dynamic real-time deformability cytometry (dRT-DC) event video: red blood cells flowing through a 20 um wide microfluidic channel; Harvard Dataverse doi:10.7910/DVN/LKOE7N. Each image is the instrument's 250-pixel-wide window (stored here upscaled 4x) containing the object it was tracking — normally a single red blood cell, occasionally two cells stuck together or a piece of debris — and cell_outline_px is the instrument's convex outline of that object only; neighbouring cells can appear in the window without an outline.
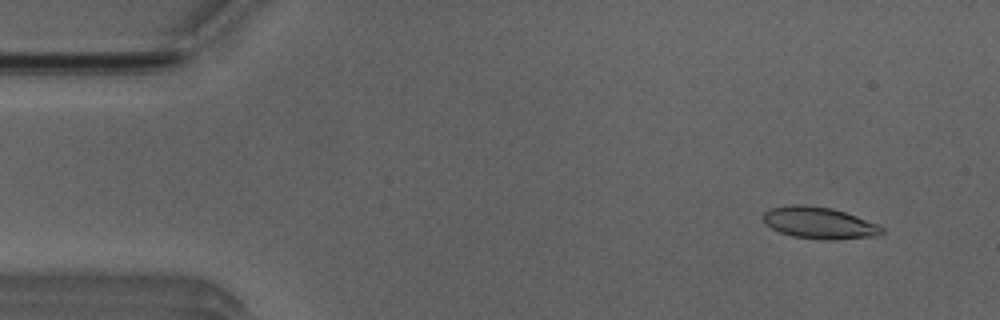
{"species": "Egyptian fruit bat (a non-hibernating species)", "species_latin": "Rousettus aegyptiacus", "temperature_condition": "room temperature", "stored_images_in_passage": 51, "camera_frame_rate_fps": 3000, "um_per_image_px": 0.085, "animal": {"sex": "male"}, "frame": {"image": 1, "passage_image": 4, "time_ms": 1.0, "image_size_px": [1000, 320], "cell_outline_px": [[884, 232], [876, 236], [836, 240], [824, 240], [792, 236], [780, 232], [764, 224], [764, 212], [772, 208], [792, 204], [804, 204], [832, 208], [880, 224], [884, 228]], "centroid_in_image_um": [69.66, 18.95], "position_along_channel_um": 15.3, "area_um2": 22.08}}
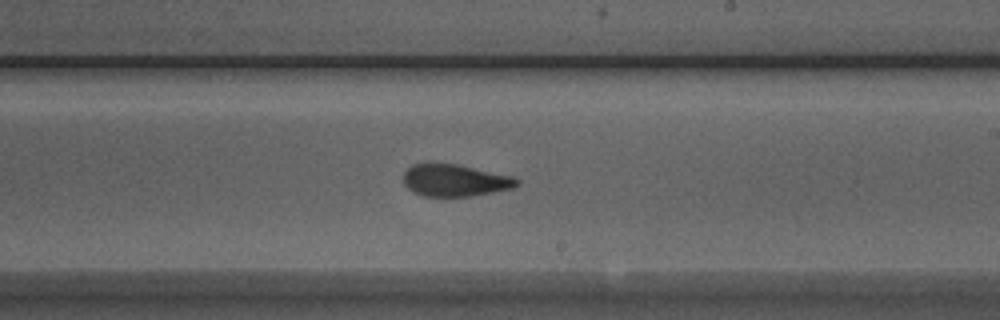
{"frame": {"image": 2, "passage_image": 29, "time_ms": 9.333, "image_size_px": [1000, 320], "cell_outline_px": [[520, 184], [512, 188], [492, 192], [468, 196], [420, 196], [412, 192], [404, 184], [404, 172], [412, 164], [456, 164], [512, 176], [520, 180]], "centroid_in_image_um": [38.66, 15.34], "position_along_channel_um": 250.3, "area_um2": 20.98}}
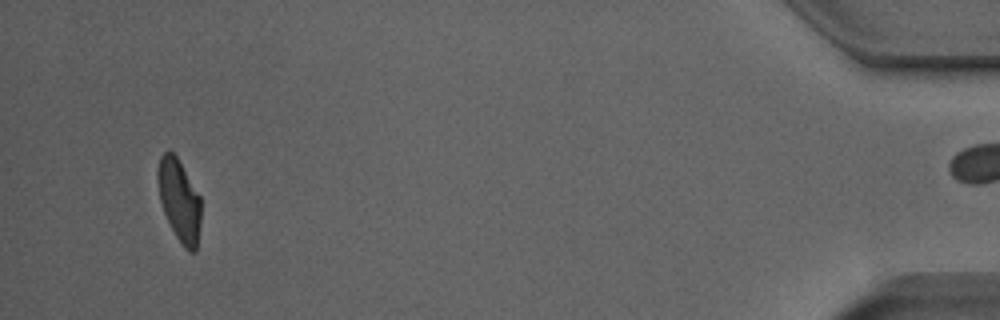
{"frame": {"image": 3, "passage_image": 48, "time_ms": 15.667, "image_size_px": [1000, 320], "cell_outline_px": [[200, 224], [196, 252], [188, 252], [184, 248], [176, 236], [164, 212], [160, 200], [156, 176], [156, 172], [160, 156], [164, 152], [172, 152], [176, 156], [200, 196]], "centroid_in_image_um": [15.23, 17.04], "position_along_channel_um": 420.0, "area_um2": 20.52}}